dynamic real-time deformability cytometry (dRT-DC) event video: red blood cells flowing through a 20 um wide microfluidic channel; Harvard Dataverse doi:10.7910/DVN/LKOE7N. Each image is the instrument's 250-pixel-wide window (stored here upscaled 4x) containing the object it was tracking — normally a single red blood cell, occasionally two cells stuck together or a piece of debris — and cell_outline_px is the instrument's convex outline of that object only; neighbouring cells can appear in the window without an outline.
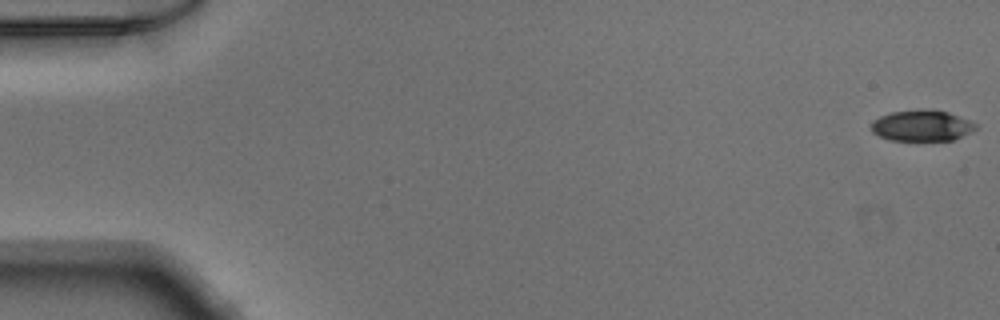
{"species": "Egyptian fruit bat (a non-hibernating species)", "species_latin": "Rousettus aegyptiacus", "temperature_condition": "warm", "stored_images_in_passage": 51, "camera_frame_rate_fps": 3000, "um_per_image_px": 0.085, "animal": {"sex": "male"}, "frame": {"image": 1, "passage_image": 1, "time_ms": 0.0, "image_size_px": [1000, 320], "cell_outline_px": [[976, 128], [952, 140], [892, 140], [880, 136], [872, 132], [872, 120], [880, 116], [892, 112], [916, 108], [932, 108], [948, 112], [968, 120], [976, 124]], "centroid_in_image_um": [78.31, 10.64], "position_along_channel_um": 6.7, "area_um2": 18.84}}
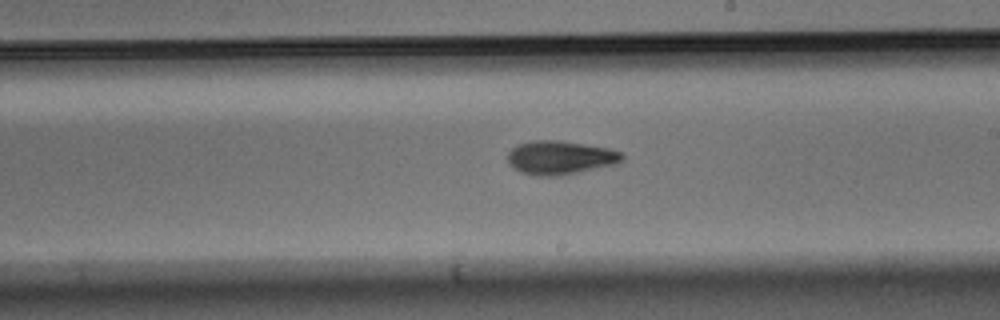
{"frame": {"image": 2, "passage_image": 30, "time_ms": 9.667, "image_size_px": [1000, 320], "cell_outline_px": [[624, 160], [616, 164], [560, 176], [536, 176], [520, 172], [512, 168], [508, 164], [508, 152], [516, 144], [532, 140], [560, 140], [608, 148], [624, 152]], "centroid_in_image_um": [47.6, 13.4], "position_along_channel_um": 241.4, "area_um2": 22.83}}
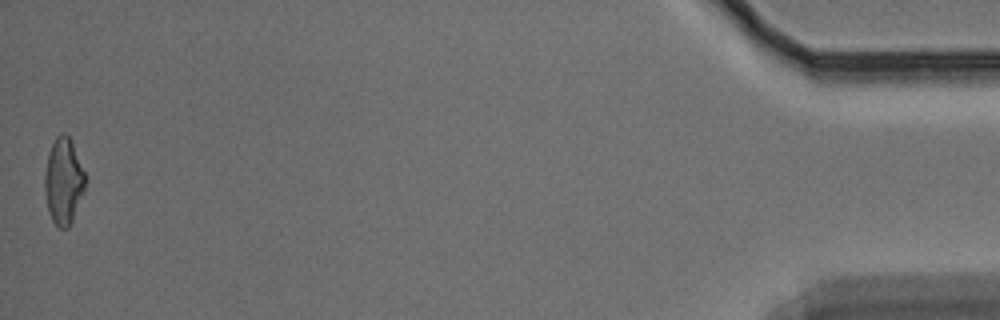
{"frame": {"image": 3, "passage_image": 51, "time_ms": 16.667, "image_size_px": [1000, 320], "cell_outline_px": [[84, 192], [72, 220], [68, 228], [60, 228], [52, 220], [48, 212], [44, 188], [44, 172], [48, 152], [56, 136], [60, 132], [64, 132], [68, 136], [72, 144], [84, 172]], "centroid_in_image_um": [5.36, 15.4], "position_along_channel_um": 429.8, "area_um2": 20.17}}